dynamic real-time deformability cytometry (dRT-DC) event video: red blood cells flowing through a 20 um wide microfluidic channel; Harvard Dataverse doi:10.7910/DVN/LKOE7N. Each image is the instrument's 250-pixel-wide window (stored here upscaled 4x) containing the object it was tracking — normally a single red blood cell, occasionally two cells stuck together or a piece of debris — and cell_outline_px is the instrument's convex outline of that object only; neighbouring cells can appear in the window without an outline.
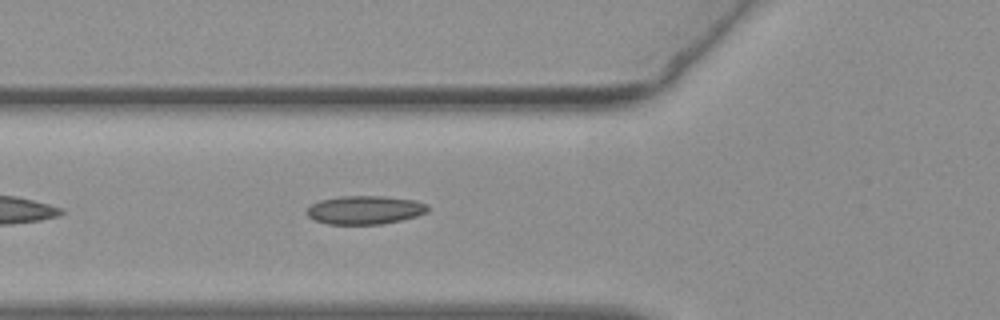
{"species": "common noctule bat (a hibernating species)", "species_latin": "Nyctalus noctula", "temperature_condition": "warm", "stored_images_in_passage": 40, "camera_frame_rate_fps": 3000, "um_per_image_px": 0.085, "animal": {"sex": "female", "body_mass_g": 19.3, "forearm_length_mm": 54.1}, "frame": {"image": 1, "passage_image": 6, "time_ms": 1.667, "image_size_px": [1000, 320], "cell_outline_px": [[428, 212], [416, 216], [400, 220], [380, 224], [328, 224], [316, 220], [308, 216], [304, 212], [312, 204], [320, 200], [344, 196], [384, 196], [412, 200], [428, 204]], "centroid_in_image_um": [31.01, 17.84], "position_along_channel_um": 94.8, "area_um2": 19.94}}
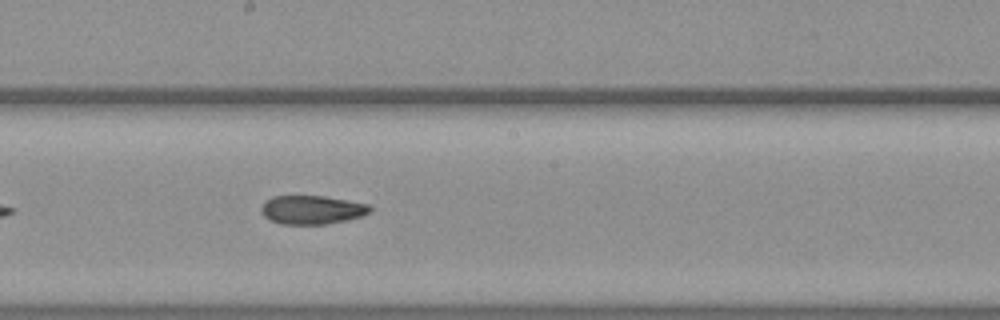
{"frame": {"image": 2, "passage_image": 16, "time_ms": 5.0, "image_size_px": [1000, 320], "cell_outline_px": [[372, 212], [360, 216], [328, 224], [280, 224], [268, 220], [264, 216], [260, 208], [264, 200], [272, 196], [324, 196], [368, 204], [372, 208]], "centroid_in_image_um": [26.47, 17.83], "position_along_channel_um": 221.7, "area_um2": 18.26}}
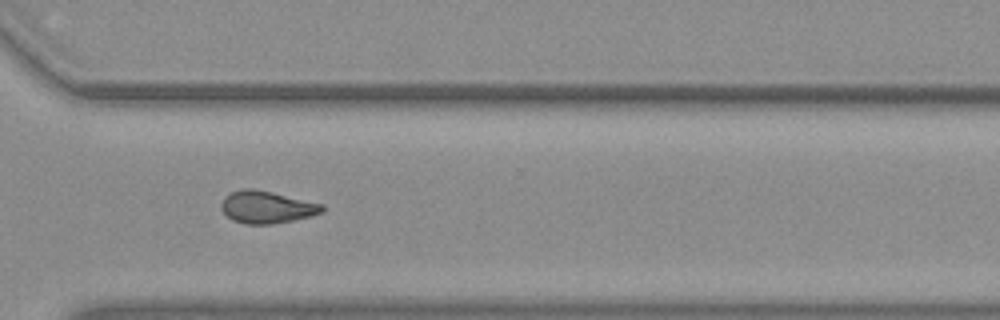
{"frame": {"image": 3, "passage_image": 26, "time_ms": 8.333, "image_size_px": [1000, 320], "cell_outline_px": [[324, 212], [312, 216], [272, 224], [244, 224], [232, 220], [220, 208], [220, 204], [224, 196], [232, 192], [244, 188], [252, 188], [272, 192], [324, 204]], "centroid_in_image_um": [22.67, 17.6], "position_along_channel_um": 347.9, "area_um2": 19.07}, "authors_computed_cell_mechanics": {"area_um2": 18.8428, "velocity_mm_per_s": 3.8004, "shape_relaxation_time_tau1_ms": null, "shape_relaxation_time_tau2_ms": 2.466, "deformation_change_tau1": null, "deformation_change_tau2": 0.0815}}